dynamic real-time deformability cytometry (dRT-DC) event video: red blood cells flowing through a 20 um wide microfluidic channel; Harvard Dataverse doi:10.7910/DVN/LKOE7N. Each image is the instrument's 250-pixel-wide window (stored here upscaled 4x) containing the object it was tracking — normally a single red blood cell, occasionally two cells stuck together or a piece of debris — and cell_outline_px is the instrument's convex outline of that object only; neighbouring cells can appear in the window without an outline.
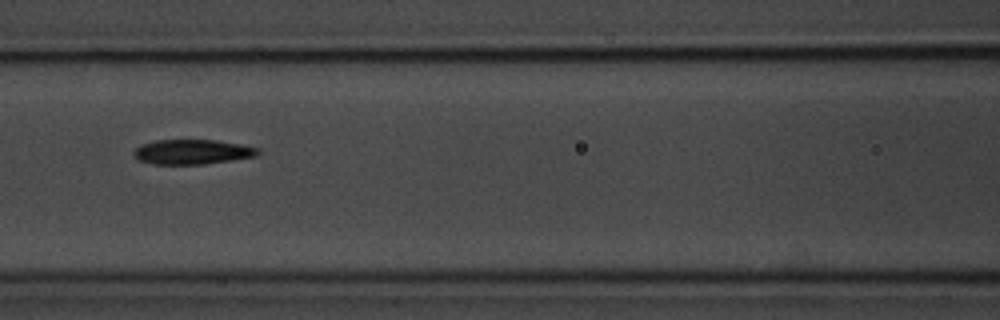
{"species": "common noctule bat (a hibernating species)", "species_latin": "Nyctalus noctula", "temperature_condition": "room temperature", "stored_images_in_passage": 5, "camera_frame_rate_fps": 3000, "um_per_image_px": 0.085, "animal": {"sex": "male", "body_mass_g": 20.1, "forearm_length_mm": 53.5}, "frame": {"image": 1, "passage_image": 5, "time_ms": 1.333, "image_size_px": [1000, 320], "cell_outline_px": [[260, 152], [256, 156], [204, 164], [152, 164], [140, 160], [132, 156], [132, 152], [140, 144], [156, 140], [216, 140], [240, 144], [260, 148]], "centroid_in_image_um": [16.32, 12.9], "position_along_channel_um": 150.3, "area_um2": 17.98}}